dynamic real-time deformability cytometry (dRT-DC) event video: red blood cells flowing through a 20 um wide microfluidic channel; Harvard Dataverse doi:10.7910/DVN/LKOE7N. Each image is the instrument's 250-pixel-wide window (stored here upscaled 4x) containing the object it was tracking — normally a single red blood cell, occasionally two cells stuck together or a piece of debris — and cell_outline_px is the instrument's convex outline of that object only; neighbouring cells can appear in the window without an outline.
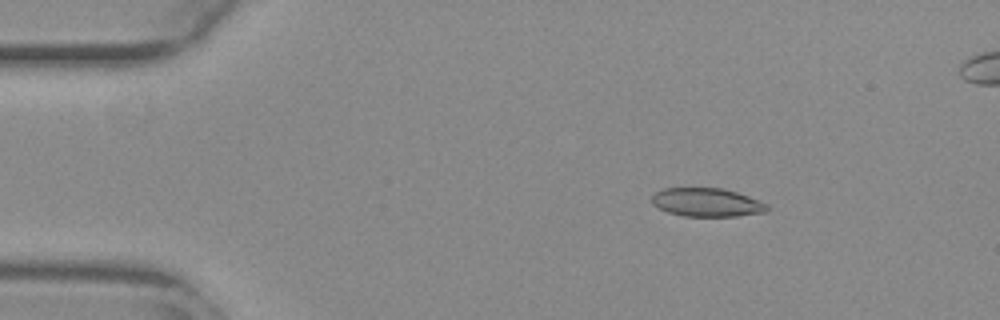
{"species": "common noctule bat (a hibernating species)", "species_latin": "Nyctalus noctula", "temperature_condition": "warm", "stored_images_in_passage": 54, "camera_frame_rate_fps": 3000, "um_per_image_px": 0.085, "animal": {"sex": "female", "body_mass_g": 29.2, "forearm_length_mm": 56.3}, "frame": {"image": 1, "passage_image": 8, "time_ms": 2.333, "image_size_px": [1000, 320], "cell_outline_px": [[768, 212], [736, 216], [684, 216], [668, 212], [652, 204], [652, 196], [656, 192], [664, 188], [724, 188], [760, 200], [768, 204]], "centroid_in_image_um": [60.11, 17.2], "position_along_channel_um": 24.9, "area_um2": 19.19}}
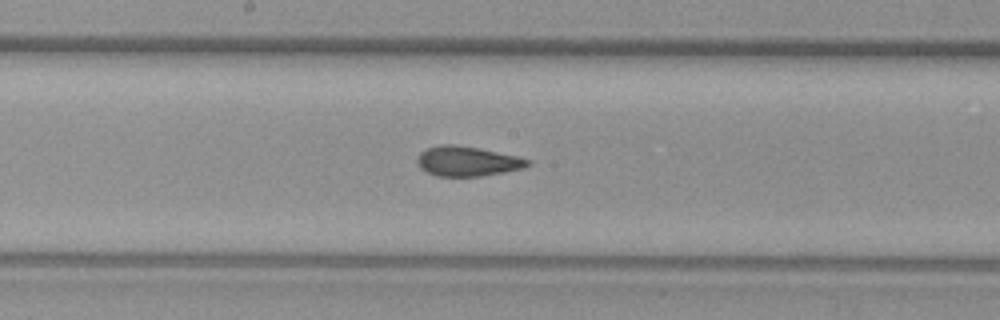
{"frame": {"image": 2, "passage_image": 28, "time_ms": 9.0, "image_size_px": [1000, 320], "cell_outline_px": [[532, 164], [524, 168], [504, 172], [480, 176], [436, 176], [420, 168], [416, 160], [420, 152], [428, 148], [440, 144], [456, 144], [516, 156], [532, 160]], "centroid_in_image_um": [39.73, 13.71], "position_along_channel_um": 208.5, "area_um2": 19.13}}
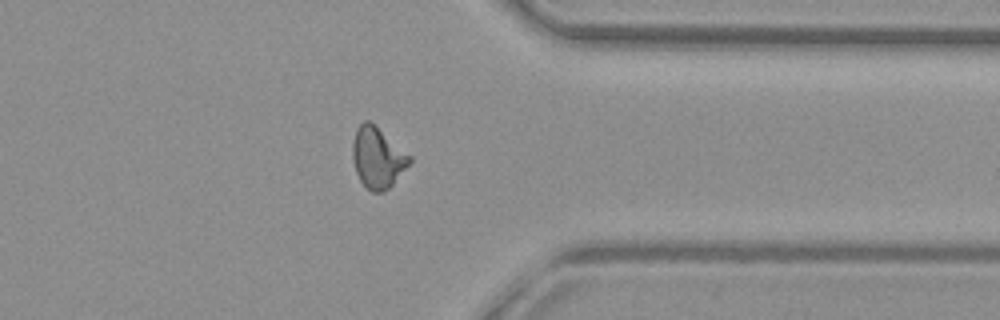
{"frame": {"image": 3, "passage_image": 42, "time_ms": 13.667, "image_size_px": [1000, 320], "cell_outline_px": [[412, 160], [392, 184], [384, 192], [372, 192], [360, 180], [356, 172], [352, 160], [352, 144], [356, 128], [364, 120], [368, 120], [412, 156]], "centroid_in_image_um": [32.07, 13.4], "position_along_channel_um": 379.3, "area_um2": 19.94}, "authors_computed_cell_mechanics": {"area_um2": 19.6809, "velocity_mm_per_s": 3.8354, "shape_relaxation_time_tau1_ms": null, "shape_relaxation_time_tau2_ms": 1.5557, "deformation_change_tau1": null, "deformation_change_tau2": 0.069}}